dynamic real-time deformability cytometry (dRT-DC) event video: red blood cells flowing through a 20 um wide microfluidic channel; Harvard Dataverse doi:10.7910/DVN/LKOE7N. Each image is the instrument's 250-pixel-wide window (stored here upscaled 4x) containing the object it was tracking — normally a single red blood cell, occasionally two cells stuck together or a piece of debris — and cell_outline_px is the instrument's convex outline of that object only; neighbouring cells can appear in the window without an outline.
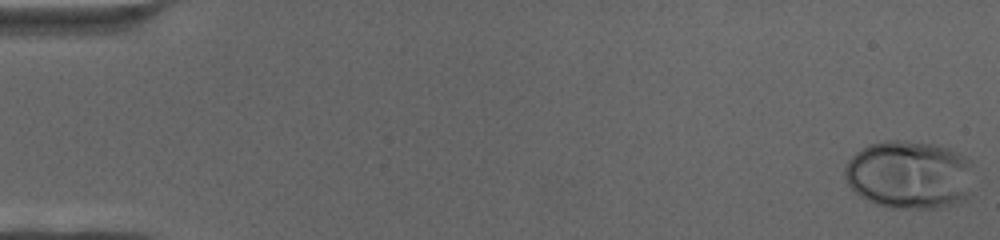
{"species": "human", "species_latin": "Homo sapiens", "temperature_condition": "cold", "stored_images_in_passage": 68, "camera_frame_rate_fps": 3000, "um_per_image_px": 0.085, "donor": {"sex": "female"}, "frame": {"image": 1, "passage_image": 1, "time_ms": 0.0, "image_size_px": [1000, 240], "cell_outline_px": [[972, 164], [968, 196], [964, 200], [956, 204], [940, 208], [892, 208], [876, 204], [860, 196], [848, 184], [844, 176], [844, 168], [848, 160], [856, 152], [868, 144], [884, 140], [904, 140], [932, 144], [948, 148], [960, 152], [972, 160]], "centroid_in_image_um": [77.3, 14.84], "position_along_channel_um": 7.7, "area_um2": 51.79}}
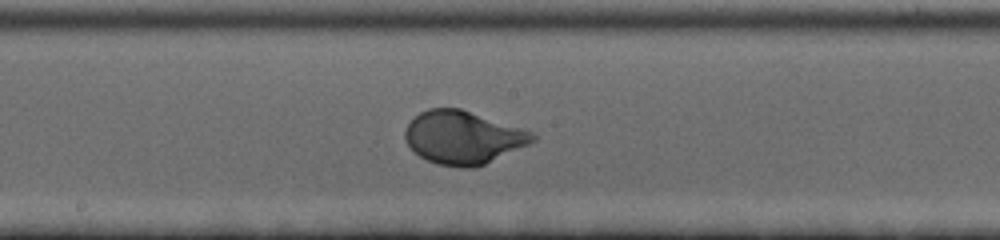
{"frame": {"image": 2, "passage_image": 37, "time_ms": 12.0, "image_size_px": [1000, 240], "cell_outline_px": [[536, 140], [528, 144], [476, 168], [460, 168], [436, 164], [420, 156], [404, 140], [404, 132], [408, 124], [420, 112], [428, 108], [460, 108], [532, 132], [536, 136]], "centroid_in_image_um": [39.33, 11.69], "position_along_channel_um": 208.9, "area_um2": 39.07}}
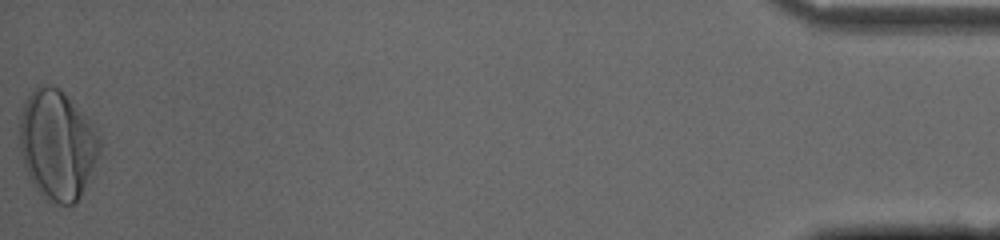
{"frame": {"image": 3, "passage_image": 68, "time_ms": 22.333, "image_size_px": [1000, 240], "cell_outline_px": [[100, 152], [80, 196], [76, 204], [56, 204], [48, 200], [36, 188], [28, 176], [20, 152], [20, 116], [24, 100], [32, 88], [40, 84], [52, 84], [60, 88], [92, 124], [100, 140]], "centroid_in_image_um": [4.83, 12.27], "position_along_channel_um": 430.4, "area_um2": 50.98}}